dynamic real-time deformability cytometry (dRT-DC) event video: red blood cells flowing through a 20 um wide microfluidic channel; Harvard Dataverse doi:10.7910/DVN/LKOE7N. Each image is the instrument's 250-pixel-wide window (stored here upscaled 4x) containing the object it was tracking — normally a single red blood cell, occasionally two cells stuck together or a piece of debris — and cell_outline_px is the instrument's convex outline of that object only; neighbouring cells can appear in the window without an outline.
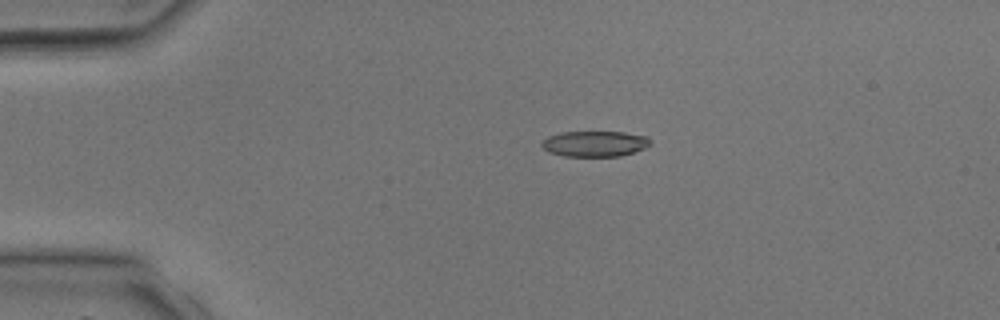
{"species": "common noctule bat (a hibernating species)", "species_latin": "Nyctalus noctula", "temperature_condition": "room temperature", "stored_images_in_passage": 5, "camera_frame_rate_fps": 3000, "um_per_image_px": 0.085, "animal": {"sex": "male", "body_mass_g": 17.9, "forearm_length_mm": 54.2}, "frame": {"image": 1, "passage_image": 3, "time_ms": 2.333, "image_size_px": [1000, 320], "cell_outline_px": [[652, 144], [644, 148], [620, 156], [564, 156], [548, 152], [540, 144], [548, 136], [560, 132], [624, 132], [648, 136], [652, 140]], "centroid_in_image_um": [50.57, 12.21], "position_along_channel_um": 34.4, "area_um2": 16.3}}